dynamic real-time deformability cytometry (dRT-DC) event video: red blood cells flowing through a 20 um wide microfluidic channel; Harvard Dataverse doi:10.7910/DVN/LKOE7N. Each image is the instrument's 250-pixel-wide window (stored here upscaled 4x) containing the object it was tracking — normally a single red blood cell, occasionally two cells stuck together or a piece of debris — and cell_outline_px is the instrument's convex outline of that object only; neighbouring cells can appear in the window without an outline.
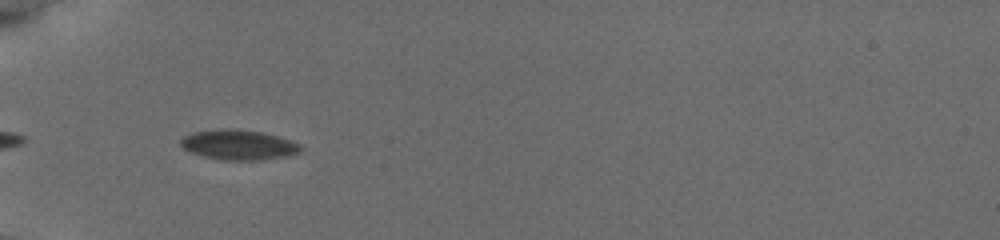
{"species": "common noctule bat (a hibernating species)", "species_latin": "Nyctalus noctula", "temperature_condition": "cold", "stored_images_in_passage": 12, "camera_frame_rate_fps": 3000, "um_per_image_px": 0.085, "animal": {"sex": "female", "body_mass_g": 19.5, "forearm_length_mm": 54.1}, "frame": {"image": 1, "passage_image": 3, "time_ms": 0.667, "image_size_px": [1000, 240], "cell_outline_px": [[300, 152], [284, 156], [260, 160], [224, 160], [204, 156], [192, 152], [184, 148], [180, 144], [180, 140], [184, 136], [192, 132], [220, 128], [236, 128], [264, 132], [300, 144]], "centroid_in_image_um": [20.24, 12.29], "position_along_channel_um": 64.8, "area_um2": 20.87}}
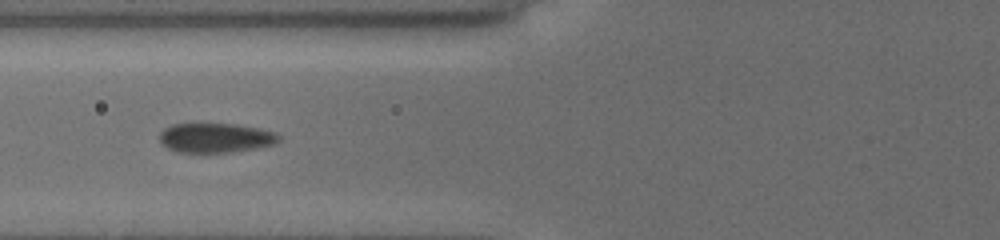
{"frame": {"image": 2, "passage_image": 7, "time_ms": 2.0, "image_size_px": [1000, 240], "cell_outline_px": [[280, 140], [276, 144], [256, 148], [232, 152], [176, 152], [168, 148], [160, 140], [160, 132], [164, 128], [172, 124], [236, 124], [260, 128], [276, 132], [280, 136]], "centroid_in_image_um": [18.37, 11.71], "position_along_channel_um": 107.4, "area_um2": 20.58}}